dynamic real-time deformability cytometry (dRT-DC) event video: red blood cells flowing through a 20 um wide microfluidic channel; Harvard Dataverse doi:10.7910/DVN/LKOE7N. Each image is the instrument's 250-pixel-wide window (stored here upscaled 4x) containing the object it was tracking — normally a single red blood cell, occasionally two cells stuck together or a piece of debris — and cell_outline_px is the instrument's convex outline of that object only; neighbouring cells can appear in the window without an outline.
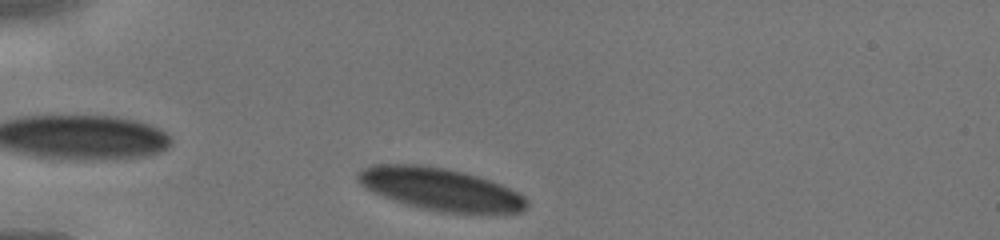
{"species": "human", "species_latin": "Homo sapiens", "temperature_condition": "cold", "stored_images_in_passage": 30, "camera_frame_rate_fps": 3000, "um_per_image_px": 0.085, "donor": {"sex": "male"}, "frame": {"image": 1, "passage_image": 2, "time_ms": 0.333, "image_size_px": [1000, 240], "cell_outline_px": [[528, 204], [520, 212], [480, 216], [440, 212], [408, 204], [372, 192], [364, 188], [356, 180], [356, 172], [372, 164], [416, 164], [444, 168], [464, 172], [500, 184], [524, 196], [528, 200]], "centroid_in_image_um": [37.46, 16.11], "position_along_channel_um": 47.5, "area_um2": 42.25}}
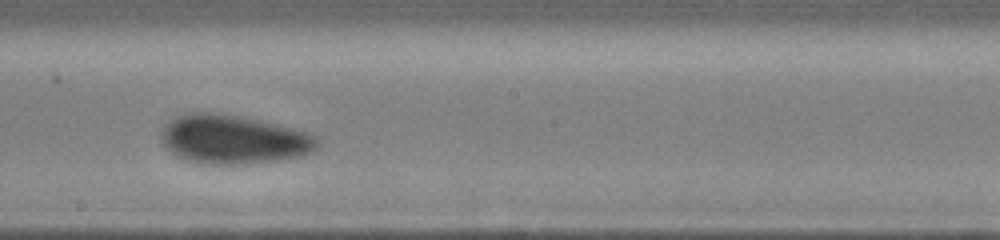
{"frame": {"image": 2, "passage_image": 16, "time_ms": 5.0, "image_size_px": [1000, 240], "cell_outline_px": [[320, 144], [312, 152], [300, 156], [280, 160], [248, 164], [208, 164], [176, 156], [160, 140], [160, 132], [164, 124], [176, 116], [188, 112], [216, 112], [260, 120], [308, 132], [316, 136], [320, 140]], "centroid_in_image_um": [19.84, 11.84], "position_along_channel_um": 228.4, "area_um2": 44.74}}
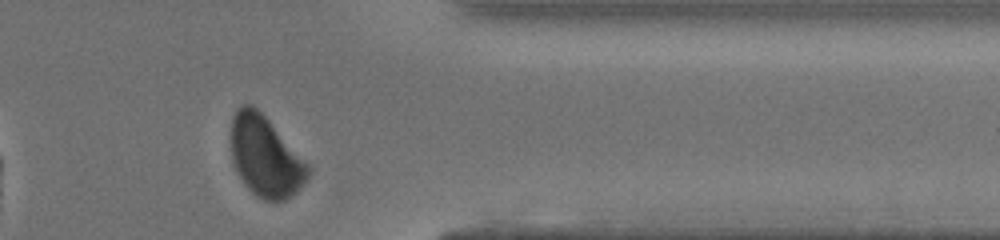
{"frame": {"image": 3, "passage_image": 27, "time_ms": 8.667, "image_size_px": [1000, 240], "cell_outline_px": [[312, 172], [308, 180], [296, 192], [284, 200], [264, 200], [256, 196], [244, 184], [236, 172], [232, 164], [232, 116], [236, 108], [240, 104], [252, 104], [312, 164]], "centroid_in_image_um": [22.61, 13.31], "position_along_channel_um": 388.8, "area_um2": 36.76}}